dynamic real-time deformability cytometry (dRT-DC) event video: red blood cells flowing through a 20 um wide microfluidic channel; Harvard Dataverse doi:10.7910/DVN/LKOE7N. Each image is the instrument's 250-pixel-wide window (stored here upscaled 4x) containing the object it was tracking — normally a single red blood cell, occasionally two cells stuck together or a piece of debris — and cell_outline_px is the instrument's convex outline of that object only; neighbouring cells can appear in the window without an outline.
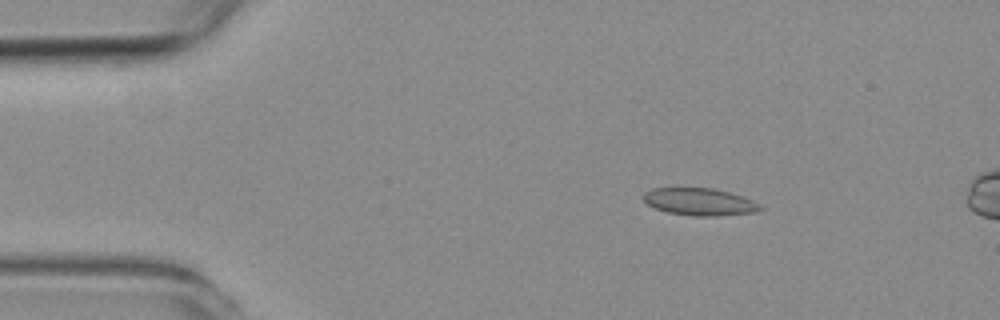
{"species": "common noctule bat (a hibernating species)", "species_latin": "Nyctalus noctula", "temperature_condition": "room temperature", "stored_images_in_passage": 15, "camera_frame_rate_fps": 3000, "um_per_image_px": 0.085, "animal": {"sex": "female", "body_mass_g": 19.3, "forearm_length_mm": 54.1}, "frame": {"image": 1, "passage_image": 9, "time_ms": 2.667, "image_size_px": [1000, 320], "cell_outline_px": [[764, 208], [752, 212], [716, 216], [692, 216], [668, 212], [656, 208], [648, 204], [644, 200], [644, 192], [652, 188], [712, 188], [728, 192], [752, 200]], "centroid_in_image_um": [59.43, 17.15], "position_along_channel_um": 25.6, "area_um2": 18.26}}